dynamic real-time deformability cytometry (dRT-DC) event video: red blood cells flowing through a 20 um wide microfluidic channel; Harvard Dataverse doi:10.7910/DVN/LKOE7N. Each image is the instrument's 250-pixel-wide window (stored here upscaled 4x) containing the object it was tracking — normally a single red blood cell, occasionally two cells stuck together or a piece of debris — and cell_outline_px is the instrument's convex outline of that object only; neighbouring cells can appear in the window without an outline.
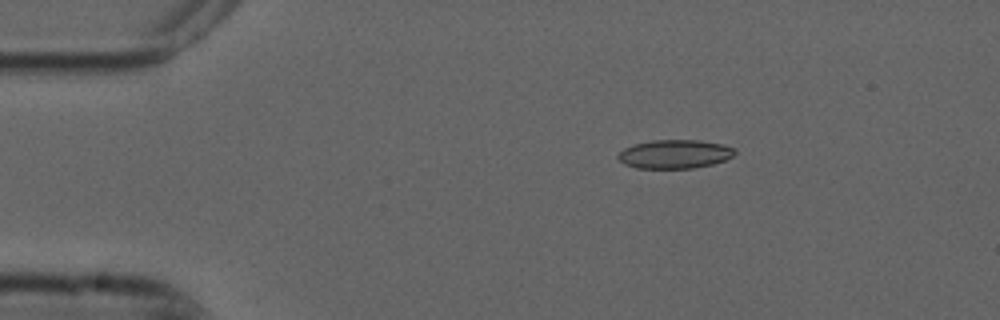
{"species": "common noctule bat (a hibernating species)", "species_latin": "Nyctalus noctula", "temperature_condition": "cold", "stored_images_in_passage": 5, "camera_frame_rate_fps": 3000, "um_per_image_px": 0.085, "animal": {"sex": "male", "forearm_length_mm": 52.5}, "frame": {"image": 1, "passage_image": 3, "time_ms": 0.667, "image_size_px": [1000, 320], "cell_outline_px": [[736, 152], [732, 156], [724, 160], [712, 164], [692, 168], [636, 168], [624, 164], [616, 156], [624, 148], [636, 144], [652, 140], [700, 140], [724, 144], [736, 148]], "centroid_in_image_um": [57.37, 13.09], "position_along_channel_um": 27.6, "area_um2": 19.54}}